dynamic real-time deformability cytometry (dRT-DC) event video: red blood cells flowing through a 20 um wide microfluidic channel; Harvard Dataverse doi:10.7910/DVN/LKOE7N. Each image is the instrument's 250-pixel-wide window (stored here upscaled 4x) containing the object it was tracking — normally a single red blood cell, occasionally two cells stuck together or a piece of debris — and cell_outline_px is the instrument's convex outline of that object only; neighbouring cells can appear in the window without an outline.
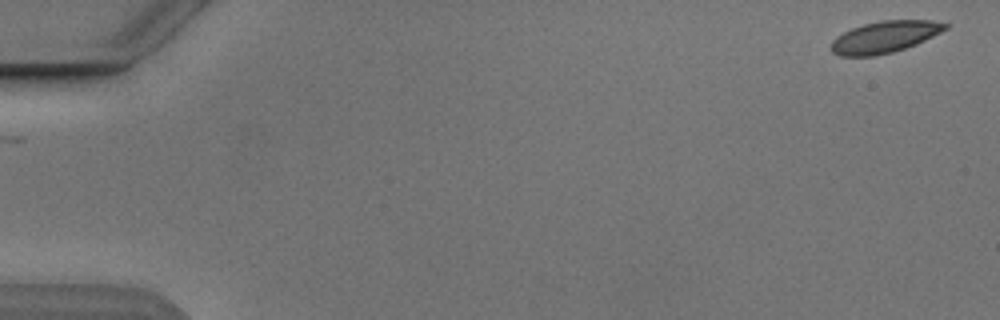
{"species": "Egyptian fruit bat (a non-hibernating species)", "species_latin": "Rousettus aegyptiacus", "temperature_condition": "cold", "stored_images_in_passage": 6, "camera_frame_rate_fps": 3000, "um_per_image_px": 0.085, "animal": {"sex": "male"}, "frame": {"image": 1, "passage_image": 1, "time_ms": 0.0, "image_size_px": [1000, 320], "cell_outline_px": [[948, 28], [916, 44], [892, 52], [872, 56], [840, 56], [832, 52], [832, 40], [836, 36], [852, 28], [864, 24], [880, 20], [932, 20], [948, 24]], "centroid_in_image_um": [75.18, 3.13], "position_along_channel_um": 9.8, "area_um2": 20.87}}
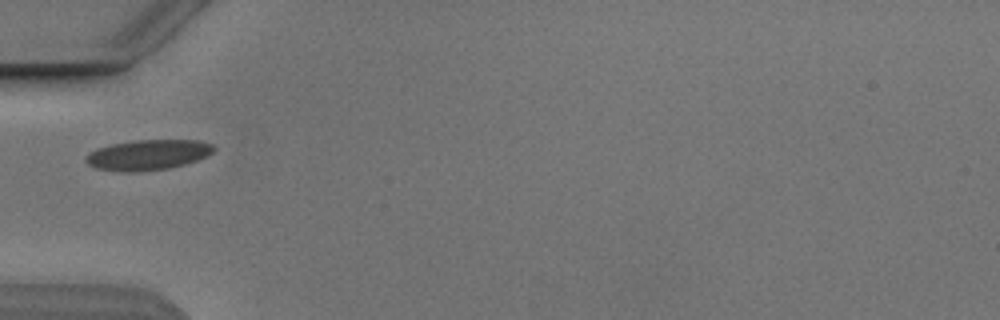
{"frame": {"image": 2, "passage_image": 5, "time_ms": 5.667, "image_size_px": [1000, 320], "cell_outline_px": [[216, 148], [208, 156], [184, 164], [168, 168], [136, 172], [128, 172], [96, 168], [88, 164], [84, 160], [88, 152], [96, 148], [112, 144], [136, 140], [196, 140], [212, 144]], "centroid_in_image_um": [12.56, 13.16], "position_along_channel_um": 72.4, "area_um2": 22.54}}
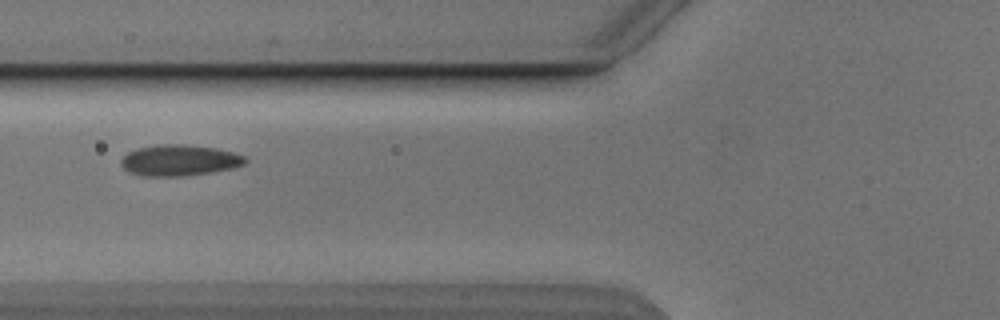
{"frame": {"image": 3, "passage_image": 6, "time_ms": 6.667, "image_size_px": [1000, 320], "cell_outline_px": [[248, 160], [244, 164], [232, 168], [212, 172], [184, 176], [144, 176], [128, 172], [120, 164], [120, 160], [128, 152], [136, 148], [156, 144], [184, 144], [216, 148], [248, 156]], "centroid_in_image_um": [15.25, 13.62], "position_along_channel_um": 110.6, "area_um2": 22.72}}